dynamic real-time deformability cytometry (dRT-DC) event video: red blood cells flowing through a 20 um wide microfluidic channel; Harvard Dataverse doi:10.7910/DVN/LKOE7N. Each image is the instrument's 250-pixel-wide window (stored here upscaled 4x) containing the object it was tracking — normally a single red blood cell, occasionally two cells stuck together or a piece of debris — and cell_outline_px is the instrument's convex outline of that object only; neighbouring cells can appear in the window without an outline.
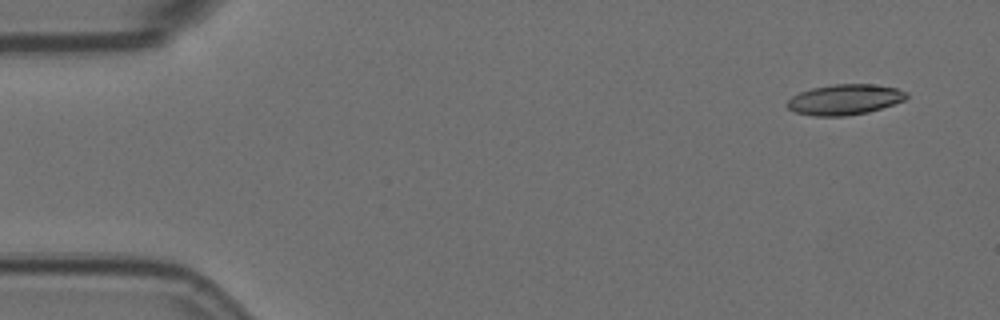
{"species": "Egyptian fruit bat (a non-hibernating species)", "species_latin": "Rousettus aegyptiacus", "temperature_condition": "room temperature", "stored_images_in_passage": 3, "camera_frame_rate_fps": 3000, "um_per_image_px": 0.085, "animal": {"sex": "female"}, "frame": {"image": 1, "passage_image": 1, "time_ms": 0.0, "image_size_px": [1000, 320], "cell_outline_px": [[908, 96], [904, 100], [868, 112], [844, 116], [812, 116], [796, 112], [788, 108], [784, 104], [792, 96], [800, 92], [812, 88], [832, 84], [872, 84], [896, 88], [908, 92]], "centroid_in_image_um": [71.77, 8.46], "position_along_channel_um": 13.2, "area_um2": 21.15}}